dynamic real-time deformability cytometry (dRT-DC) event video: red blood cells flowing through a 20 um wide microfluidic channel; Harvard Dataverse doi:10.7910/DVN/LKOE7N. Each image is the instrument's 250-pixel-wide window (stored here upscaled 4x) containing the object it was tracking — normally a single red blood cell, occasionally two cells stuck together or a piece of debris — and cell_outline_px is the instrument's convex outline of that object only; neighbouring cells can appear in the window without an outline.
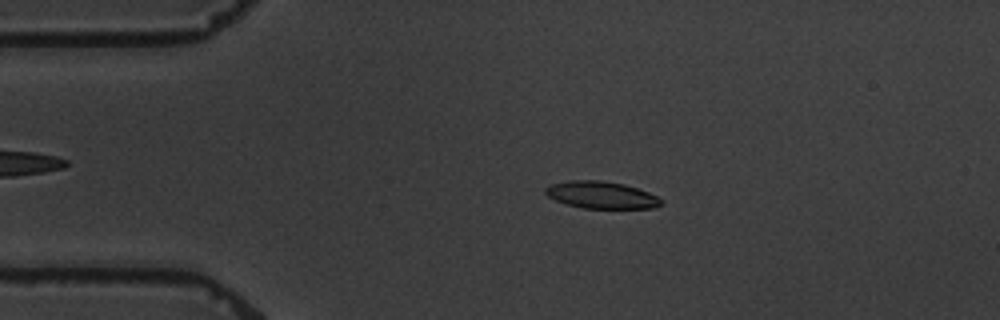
{"species": "common noctule bat (a hibernating species)", "species_latin": "Nyctalus noctula", "temperature_condition": "warm", "stored_images_in_passage": 4, "camera_frame_rate_fps": 3000, "um_per_image_px": 0.085, "animal": {"sex": "male", "body_mass_g": 19.5, "forearm_length_mm": 54.6}, "frame": {"image": 1, "passage_image": 2, "time_ms": 2.0, "image_size_px": [1000, 320], "cell_outline_px": [[664, 204], [656, 208], [584, 208], [568, 204], [556, 200], [548, 196], [544, 192], [544, 188], [552, 184], [572, 180], [600, 180], [624, 184], [648, 192], [664, 200]], "centroid_in_image_um": [51.15, 16.57], "position_along_channel_um": 33.8, "area_um2": 18.21}}
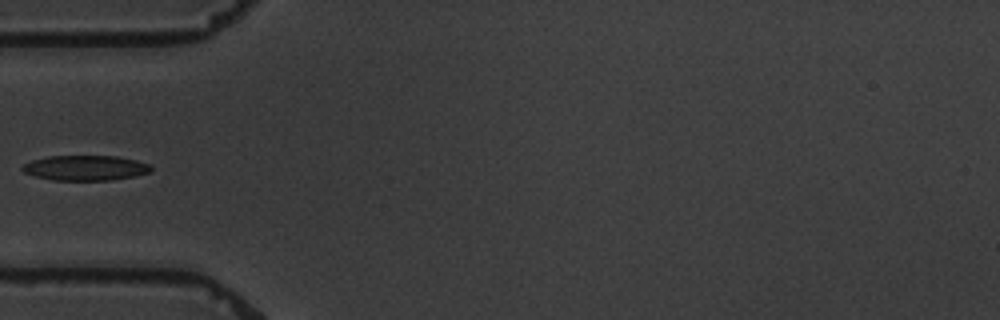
{"frame": {"image": 2, "passage_image": 4, "time_ms": 4.333, "image_size_px": [1000, 320], "cell_outline_px": [[152, 172], [136, 176], [112, 180], [52, 180], [36, 176], [24, 172], [20, 168], [24, 164], [32, 160], [48, 156], [116, 156], [136, 160], [152, 164]], "centroid_in_image_um": [7.31, 14.27], "position_along_channel_um": 77.7, "area_um2": 18.96}}